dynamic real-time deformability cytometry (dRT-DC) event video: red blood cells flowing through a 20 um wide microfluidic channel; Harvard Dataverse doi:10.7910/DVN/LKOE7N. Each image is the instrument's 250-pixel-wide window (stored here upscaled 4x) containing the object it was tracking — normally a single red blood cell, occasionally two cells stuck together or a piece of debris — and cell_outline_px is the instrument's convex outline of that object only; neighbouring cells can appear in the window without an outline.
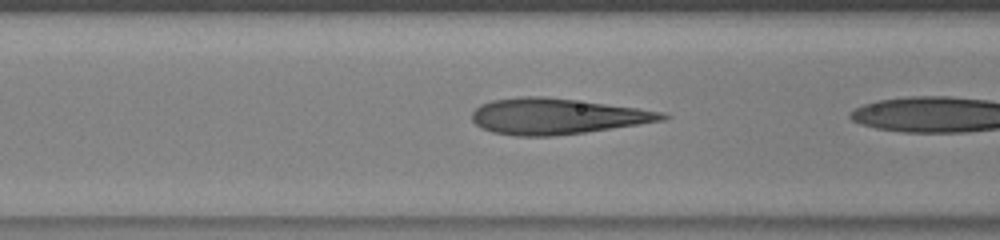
{"species": "human", "species_latin": "Homo sapiens", "temperature_condition": "warm", "stored_images_in_passage": 17, "camera_frame_rate_fps": 3000, "um_per_image_px": 0.085, "donor": {"sex": "male"}, "frame": {"image": 1, "passage_image": 12, "time_ms": 3.667, "image_size_px": [1000, 240], "cell_outline_px": [[672, 116], [664, 120], [584, 132], [552, 136], [516, 136], [492, 132], [480, 128], [472, 120], [472, 112], [480, 104], [492, 100], [520, 96], [544, 96], [636, 108], [664, 112]], "centroid_in_image_um": [47.27, 9.88], "position_along_channel_um": 119.3, "area_um2": 39.48}}